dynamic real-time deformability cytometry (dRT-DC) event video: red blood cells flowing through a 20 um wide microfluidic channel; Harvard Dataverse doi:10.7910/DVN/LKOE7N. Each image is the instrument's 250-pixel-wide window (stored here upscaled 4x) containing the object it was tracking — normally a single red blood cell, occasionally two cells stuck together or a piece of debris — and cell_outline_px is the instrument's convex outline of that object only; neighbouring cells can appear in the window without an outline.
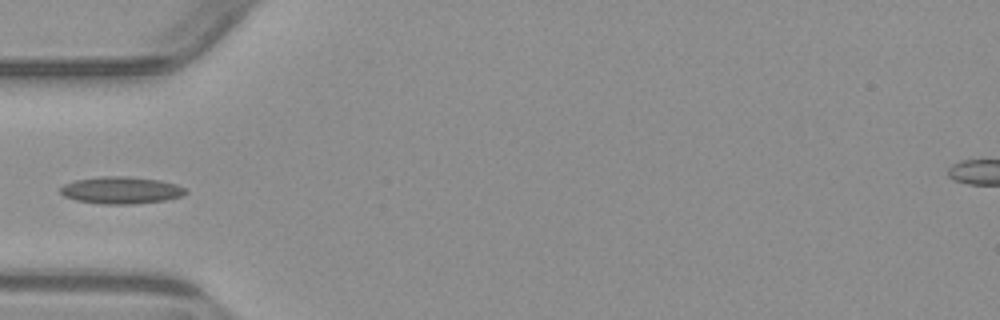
{"species": "common noctule bat (a hibernating species)", "species_latin": "Nyctalus noctula", "temperature_condition": "warm", "stored_images_in_passage": 5, "camera_frame_rate_fps": 3000, "um_per_image_px": 0.085, "animal": {"sex": "male", "body_mass_g": 23.1, "forearm_length_mm": 52.7}, "frame": {"image": 1, "passage_image": 5, "time_ms": 5.667, "image_size_px": [1000, 320], "cell_outline_px": [[188, 192], [184, 196], [164, 200], [132, 204], [100, 204], [76, 200], [64, 196], [60, 192], [60, 188], [64, 184], [76, 180], [104, 176], [128, 176], [160, 180], [176, 184], [188, 188]], "centroid_in_image_um": [10.34, 16.17], "position_along_channel_um": 74.7, "area_um2": 19.88}}